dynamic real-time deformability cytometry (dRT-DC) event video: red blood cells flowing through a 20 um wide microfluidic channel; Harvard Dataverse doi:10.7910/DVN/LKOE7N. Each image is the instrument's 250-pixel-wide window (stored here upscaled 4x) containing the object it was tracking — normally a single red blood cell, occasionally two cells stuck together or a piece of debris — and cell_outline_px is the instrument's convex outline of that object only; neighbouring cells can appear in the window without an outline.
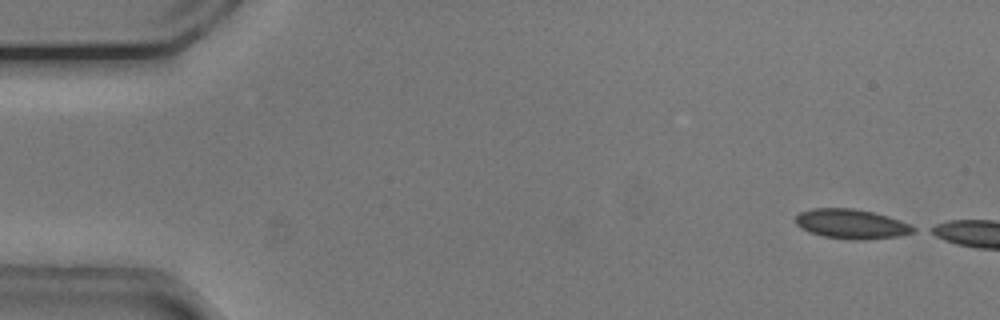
{"species": "common noctule bat (a hibernating species)", "species_latin": "Nyctalus noctula", "temperature_condition": "cold", "stored_images_in_passage": 45, "camera_frame_rate_fps": 3000, "um_per_image_px": 0.085, "animal": {"sex": "male", "body_mass_g": 20.5, "forearm_length_mm": 52.5}, "frame": {"image": 1, "passage_image": 1, "time_ms": 0.0, "image_size_px": [1000, 320], "cell_outline_px": [[920, 228], [916, 232], [900, 236], [868, 240], [856, 240], [824, 236], [800, 228], [796, 224], [796, 216], [800, 212], [812, 208], [852, 208], [872, 212], [888, 216], [912, 224]], "centroid_in_image_um": [72.46, 19.04], "position_along_channel_um": 12.5, "area_um2": 20.52}}
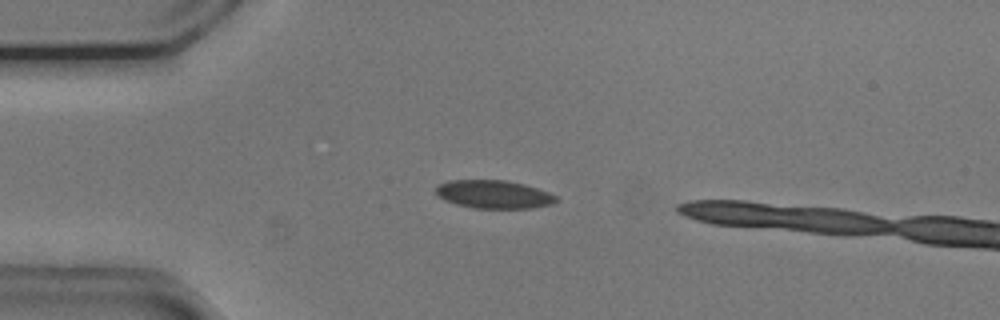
{"frame": {"image": 2, "passage_image": 11, "time_ms": 3.333, "image_size_px": [1000, 320], "cell_outline_px": [[560, 200], [552, 204], [532, 208], [472, 208], [456, 204], [444, 200], [436, 196], [436, 184], [448, 180], [504, 180], [524, 184], [548, 192], [556, 196]], "centroid_in_image_um": [41.94, 16.52], "position_along_channel_um": 43.1, "area_um2": 19.94}}
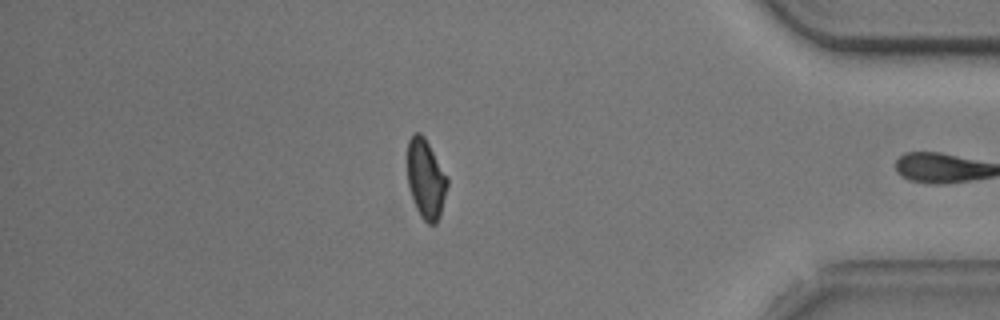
{"frame": {"image": 3, "passage_image": 44, "time_ms": 14.333, "image_size_px": [1000, 320], "cell_outline_px": [[448, 184], [440, 216], [436, 224], [428, 224], [420, 216], [416, 208], [408, 188], [408, 140], [412, 132], [420, 132], [424, 136], [448, 176]], "centroid_in_image_um": [36.2, 15.2], "position_along_channel_um": 399.0, "area_um2": 18.67}, "authors_computed_cell_mechanics": {"area_um2": 20.1144, "velocity_mm_per_s": 3.7428, "shape_relaxation_time_tau1_ms": 3.9321, "shape_relaxation_time_tau2_ms": 4.8036, "deformation_change_tau1": 0.1021, "deformation_change_tau2": 0.0786}}